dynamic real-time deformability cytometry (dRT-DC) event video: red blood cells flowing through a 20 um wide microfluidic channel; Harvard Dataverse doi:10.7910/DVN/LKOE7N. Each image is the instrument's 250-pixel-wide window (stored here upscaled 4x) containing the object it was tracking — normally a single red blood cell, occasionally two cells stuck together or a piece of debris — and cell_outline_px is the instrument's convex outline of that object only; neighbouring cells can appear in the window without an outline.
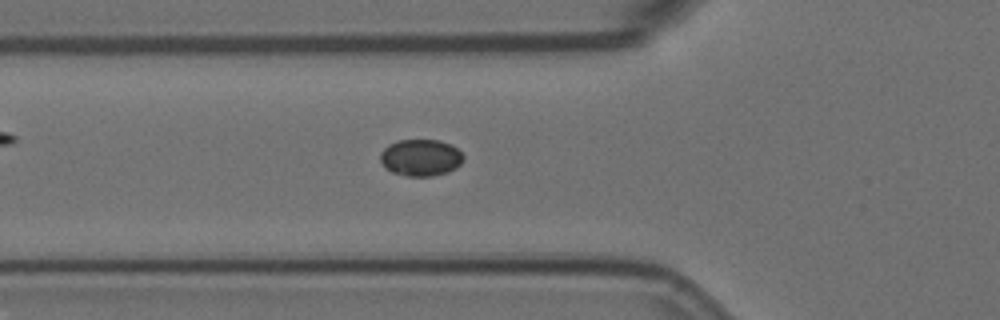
{"species": "Egyptian fruit bat (a non-hibernating species)", "species_latin": "Rousettus aegyptiacus", "temperature_condition": "room temperature", "stored_images_in_passage": 47, "camera_frame_rate_fps": 3000, "um_per_image_px": 0.085, "animal": {"sex": "female"}, "frame": {"image": 1, "passage_image": 15, "time_ms": 4.667, "image_size_px": [1000, 320], "cell_outline_px": [[464, 160], [456, 168], [448, 172], [432, 176], [408, 176], [392, 172], [380, 160], [380, 152], [388, 144], [400, 140], [440, 140], [452, 144], [464, 156]], "centroid_in_image_um": [35.79, 13.39], "position_along_channel_um": 90.0, "area_um2": 17.8}}
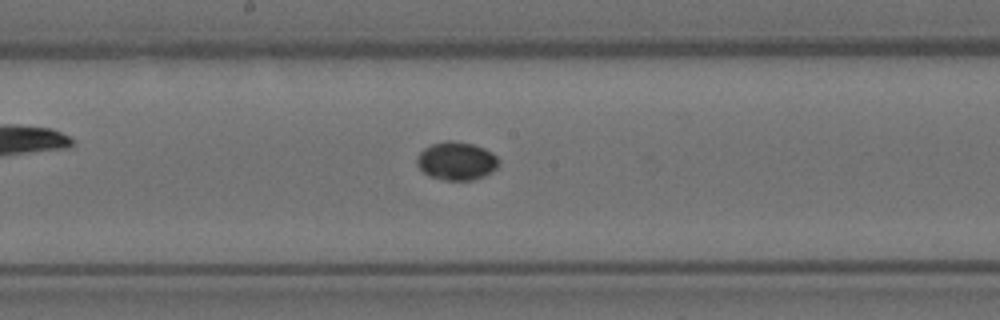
{"frame": {"image": 2, "passage_image": 25, "time_ms": 8.0, "image_size_px": [1000, 320], "cell_outline_px": [[500, 164], [492, 172], [484, 176], [472, 180], [444, 180], [428, 176], [416, 164], [416, 156], [424, 148], [432, 144], [444, 140], [452, 140], [472, 144], [484, 148], [492, 152], [500, 160]], "centroid_in_image_um": [38.8, 13.68], "position_along_channel_um": 209.4, "area_um2": 18.44}}
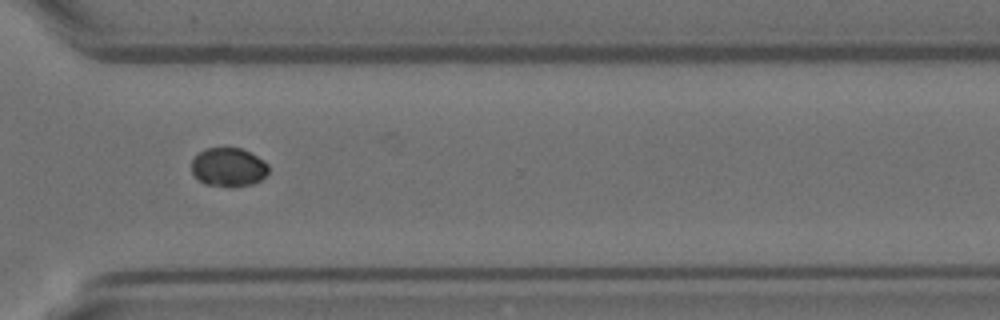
{"frame": {"image": 3, "passage_image": 37, "time_ms": 12.0, "image_size_px": [1000, 320], "cell_outline_px": [[268, 172], [260, 180], [252, 184], [232, 188], [204, 184], [192, 172], [192, 160], [204, 148], [240, 148], [256, 156], [268, 164]], "centroid_in_image_um": [19.41, 14.23], "position_along_channel_um": 351.2, "area_um2": 17.34}}